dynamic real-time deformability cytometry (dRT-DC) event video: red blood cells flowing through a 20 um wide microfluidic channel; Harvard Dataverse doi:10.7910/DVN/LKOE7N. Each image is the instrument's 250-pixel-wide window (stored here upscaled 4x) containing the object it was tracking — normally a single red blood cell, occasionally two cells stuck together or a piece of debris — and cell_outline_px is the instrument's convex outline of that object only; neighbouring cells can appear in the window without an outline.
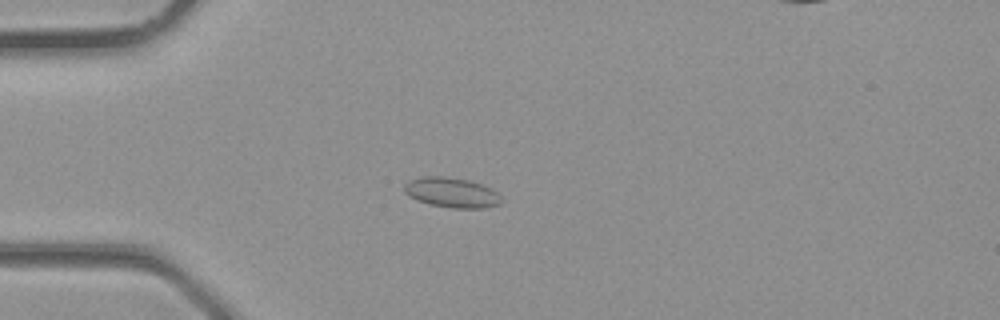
{"species": "common noctule bat (a hibernating species)", "species_latin": "Nyctalus noctula", "temperature_condition": "room temperature", "stored_images_in_passage": 35, "camera_frame_rate_fps": 3000, "um_per_image_px": 0.085, "animal": {"sex": "male", "body_mass_g": 23.1, "forearm_length_mm": 52.7}, "frame": {"image": 1, "passage_image": 9, "time_ms": 2.667, "image_size_px": [1000, 320], "cell_outline_px": [[504, 200], [500, 204], [484, 208], [452, 208], [432, 204], [416, 200], [408, 196], [404, 192], [404, 184], [408, 180], [420, 176], [444, 176], [468, 180], [492, 188]], "centroid_in_image_um": [38.38, 16.36], "position_along_channel_um": 46.6, "area_um2": 17.11}}
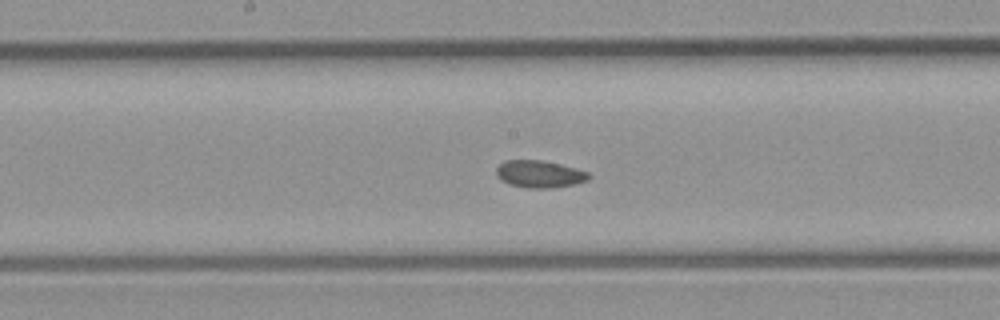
{"frame": {"image": 2, "passage_image": 18, "time_ms": 5.667, "image_size_px": [1000, 320], "cell_outline_px": [[592, 176], [588, 180], [572, 184], [552, 188], [528, 188], [512, 184], [500, 180], [496, 176], [496, 168], [504, 160], [544, 160], [576, 168], [588, 172]], "centroid_in_image_um": [45.85, 14.78], "position_along_channel_um": 202.3, "area_um2": 14.68}}
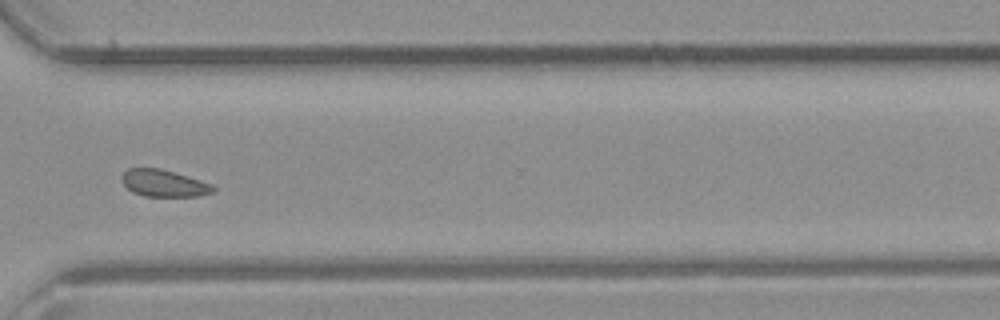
{"frame": {"image": 3, "passage_image": 26, "time_ms": 8.333, "image_size_px": [1000, 320], "cell_outline_px": [[216, 188], [212, 192], [200, 196], [144, 196], [132, 192], [120, 180], [120, 176], [128, 168], [160, 168], [188, 176], [212, 184]], "centroid_in_image_um": [13.91, 15.57], "position_along_channel_um": 356.7, "area_um2": 14.39}}